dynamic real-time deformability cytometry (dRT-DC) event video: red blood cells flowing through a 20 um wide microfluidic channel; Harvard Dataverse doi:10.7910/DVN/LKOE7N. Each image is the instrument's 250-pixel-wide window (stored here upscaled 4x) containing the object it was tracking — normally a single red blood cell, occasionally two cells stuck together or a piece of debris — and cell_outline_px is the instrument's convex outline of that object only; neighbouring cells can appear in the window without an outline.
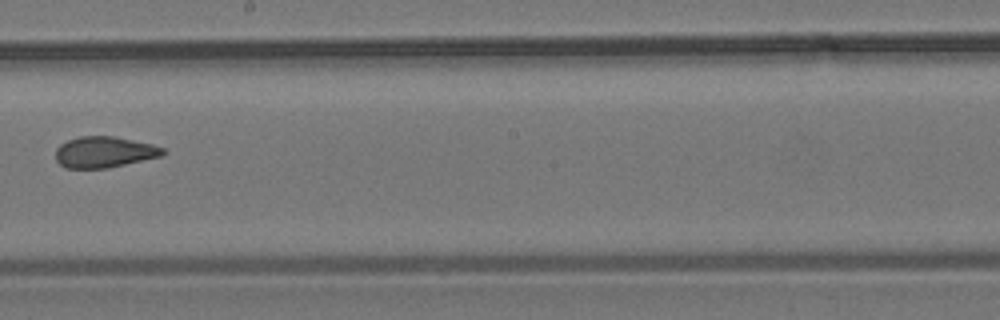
{"species": "common noctule bat (a hibernating species)", "species_latin": "Nyctalus noctula", "temperature_condition": "room temperature", "stored_images_in_passage": 10, "camera_frame_rate_fps": 3000, "um_per_image_px": 0.085, "animal": {"sex": "male", "body_mass_g": 19.2, "forearm_length_mm": 51.8}, "frame": {"image": 1, "passage_image": 9, "time_ms": 2.667, "image_size_px": [1000, 320], "cell_outline_px": [[168, 152], [164, 156], [108, 168], [64, 168], [56, 160], [56, 148], [60, 144], [68, 140], [80, 136], [112, 136], [152, 144], [164, 148]], "centroid_in_image_um": [8.9, 12.93], "position_along_channel_um": 239.3, "area_um2": 19.59}}
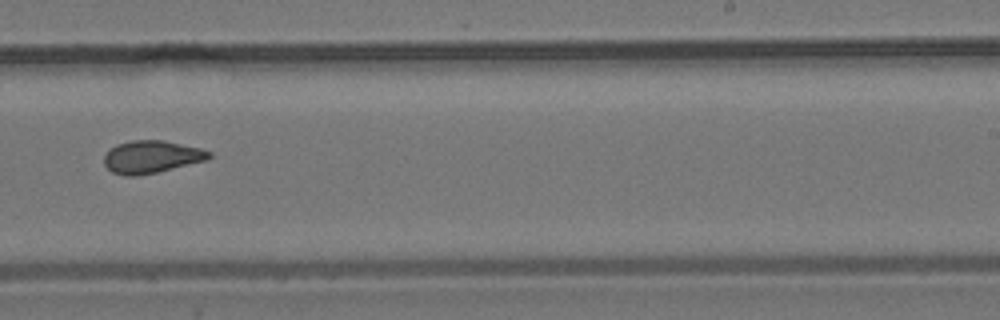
{"frame": {"image": 2, "passage_image": 10, "time_ms": 3.0, "image_size_px": [1000, 320], "cell_outline_px": [[212, 156], [208, 160], [140, 176], [124, 176], [112, 172], [104, 164], [104, 156], [108, 148], [116, 144], [132, 140], [164, 140], [200, 148], [212, 152]], "centroid_in_image_um": [12.86, 13.33], "position_along_channel_um": 276.1, "area_um2": 20.17}}